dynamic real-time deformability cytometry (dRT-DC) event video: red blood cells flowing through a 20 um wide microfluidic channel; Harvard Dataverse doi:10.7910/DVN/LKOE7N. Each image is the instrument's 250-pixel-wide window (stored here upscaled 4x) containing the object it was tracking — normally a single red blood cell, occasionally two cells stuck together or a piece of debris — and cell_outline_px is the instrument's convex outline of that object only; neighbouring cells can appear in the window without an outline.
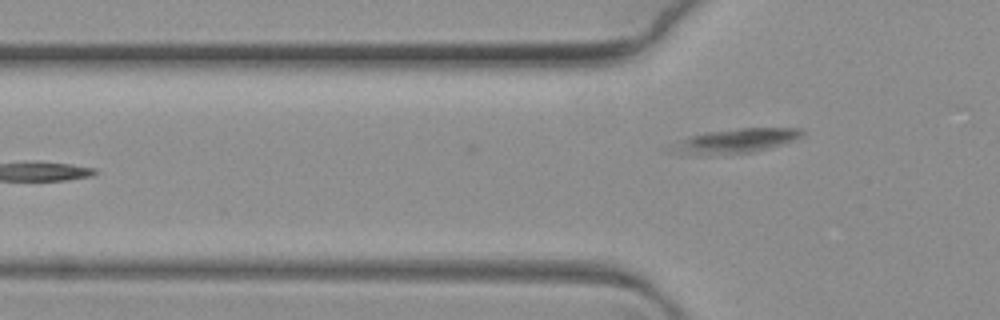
{"species": "common noctule bat (a hibernating species)", "species_latin": "Nyctalus noctula", "temperature_condition": "warm", "stored_images_in_passage": 7, "camera_frame_rate_fps": 3000, "um_per_image_px": 0.085, "animal": {"sex": "female", "body_mass_g": 19.3, "forearm_length_mm": 54.1}, "frame": {"image": 1, "passage_image": 7, "time_ms": 2.0, "image_size_px": [1000, 320], "cell_outline_px": [[804, 132], [800, 136], [792, 140], [768, 148], [752, 152], [696, 156], [680, 156], [664, 152], [660, 148], [688, 136], [704, 132], [740, 128], [800, 128]], "centroid_in_image_um": [62.18, 12.02], "position_along_channel_um": 63.6, "area_um2": 19.36}}